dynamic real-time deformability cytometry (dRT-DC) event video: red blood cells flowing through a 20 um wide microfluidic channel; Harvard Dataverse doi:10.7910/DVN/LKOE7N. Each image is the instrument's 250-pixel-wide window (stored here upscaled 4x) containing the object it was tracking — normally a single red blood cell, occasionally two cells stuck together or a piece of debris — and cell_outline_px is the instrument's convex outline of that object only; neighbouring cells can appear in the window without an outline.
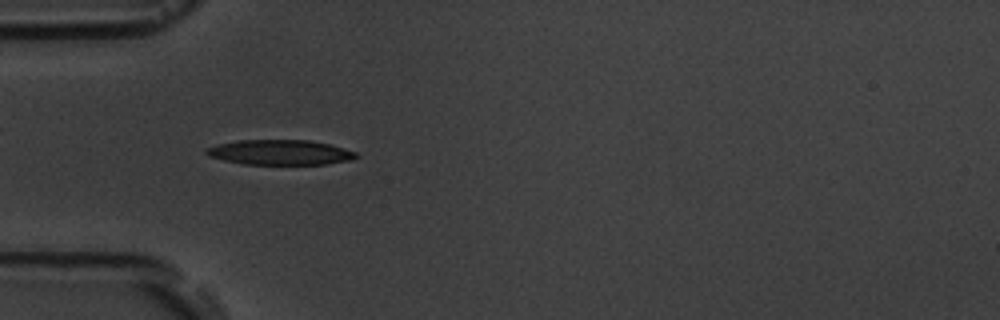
{"species": "common noctule bat (a hibernating species)", "species_latin": "Nyctalus noctula", "temperature_condition": "room temperature", "stored_images_in_passage": 6, "camera_frame_rate_fps": 3000, "um_per_image_px": 0.085, "animal": {"sex": "male", "body_mass_g": 19.5, "forearm_length_mm": 54.6}, "frame": {"image": 1, "passage_image": 5, "time_ms": 4.667, "image_size_px": [1000, 320], "cell_outline_px": [[360, 156], [352, 160], [324, 164], [244, 164], [224, 160], [208, 156], [204, 152], [204, 148], [216, 144], [236, 140], [308, 140], [332, 144], [356, 152]], "centroid_in_image_um": [23.79, 12.94], "position_along_channel_um": 61.2, "area_um2": 22.08}}
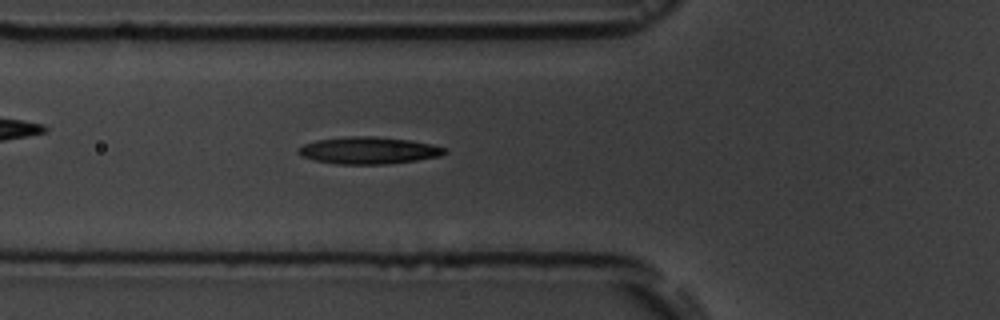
{"frame": {"image": 2, "passage_image": 6, "time_ms": 5.667, "image_size_px": [1000, 320], "cell_outline_px": [[448, 152], [440, 156], [416, 160], [388, 164], [336, 164], [312, 160], [300, 156], [296, 152], [296, 148], [304, 144], [316, 140], [344, 136], [372, 136], [408, 140], [432, 144], [448, 148]], "centroid_in_image_um": [31.29, 12.79], "position_along_channel_um": 94.5, "area_um2": 23.35}}